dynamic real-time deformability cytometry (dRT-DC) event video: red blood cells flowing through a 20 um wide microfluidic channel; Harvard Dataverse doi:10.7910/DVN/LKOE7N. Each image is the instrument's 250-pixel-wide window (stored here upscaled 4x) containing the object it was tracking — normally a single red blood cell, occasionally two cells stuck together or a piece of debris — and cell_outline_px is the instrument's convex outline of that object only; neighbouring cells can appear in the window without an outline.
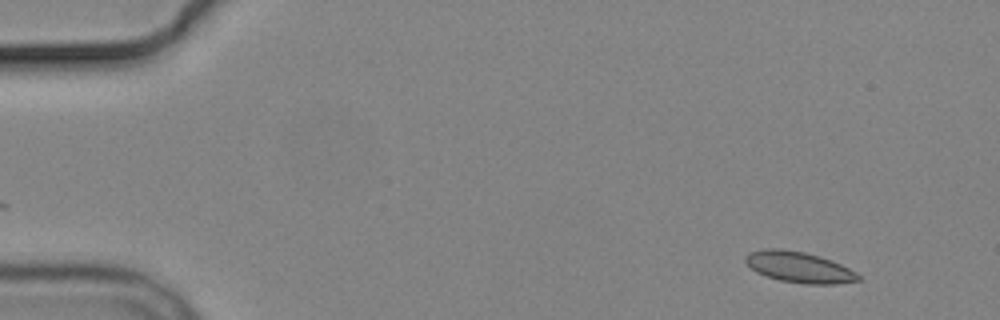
{"species": "common noctule bat (a hibernating species)", "species_latin": "Nyctalus noctula", "temperature_condition": "cold", "stored_images_in_passage": 4, "camera_frame_rate_fps": 3000, "um_per_image_px": 0.085, "animal": {"sex": "male", "body_mass_g": 19.2, "forearm_length_mm": 51.8}, "frame": {"image": 1, "passage_image": 1, "time_ms": 0.0, "image_size_px": [1000, 320], "cell_outline_px": [[860, 280], [836, 284], [808, 284], [780, 280], [756, 272], [744, 260], [744, 256], [748, 252], [764, 248], [780, 248], [804, 252], [820, 256], [832, 260], [856, 272], [860, 276]], "centroid_in_image_um": [67.91, 22.69], "position_along_channel_um": 17.1, "area_um2": 20.29}}
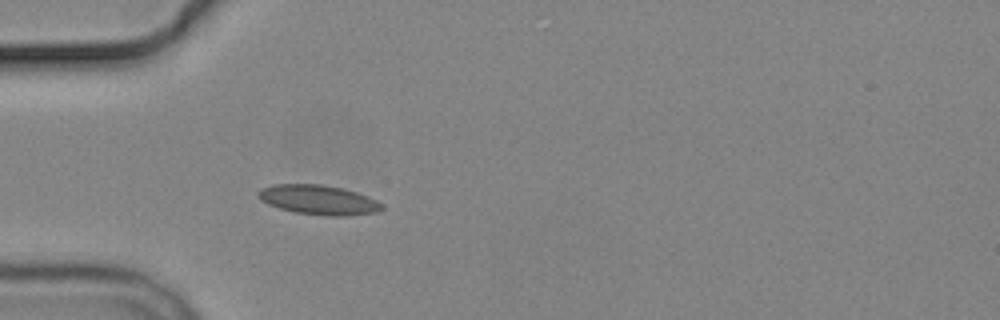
{"frame": {"image": 2, "passage_image": 4, "time_ms": 4.0, "image_size_px": [1000, 320], "cell_outline_px": [[384, 208], [376, 212], [344, 216], [324, 216], [296, 212], [280, 208], [268, 204], [260, 200], [256, 196], [256, 192], [260, 188], [272, 184], [320, 184], [340, 188], [356, 192], [368, 196], [384, 204]], "centroid_in_image_um": [27.04, 16.98], "position_along_channel_um": 58.0, "area_um2": 21.44}}